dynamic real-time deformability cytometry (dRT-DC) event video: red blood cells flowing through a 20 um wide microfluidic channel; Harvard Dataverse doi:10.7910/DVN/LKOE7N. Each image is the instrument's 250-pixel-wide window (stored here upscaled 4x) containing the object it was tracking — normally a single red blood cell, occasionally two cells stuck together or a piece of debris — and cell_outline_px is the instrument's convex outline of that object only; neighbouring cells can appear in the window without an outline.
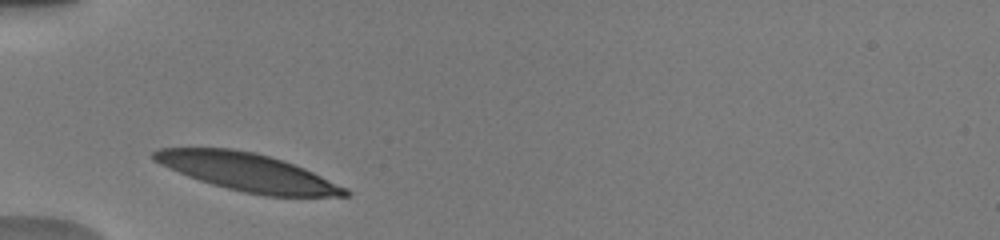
{"species": "human", "species_latin": "Homo sapiens", "temperature_condition": "warm", "stored_images_in_passage": 17, "camera_frame_rate_fps": 3000, "um_per_image_px": 0.085, "donor": {"sex": "male"}, "frame": {"image": 1, "passage_image": 1, "time_ms": 0.0, "image_size_px": [1000, 240], "cell_outline_px": [[352, 196], [268, 196], [244, 192], [212, 184], [188, 176], [160, 164], [152, 160], [152, 152], [160, 148], [232, 148], [256, 152], [284, 160], [304, 168], [348, 188], [352, 192]], "centroid_in_image_um": [21.08, 14.63], "position_along_channel_um": 63.9, "area_um2": 42.02}}
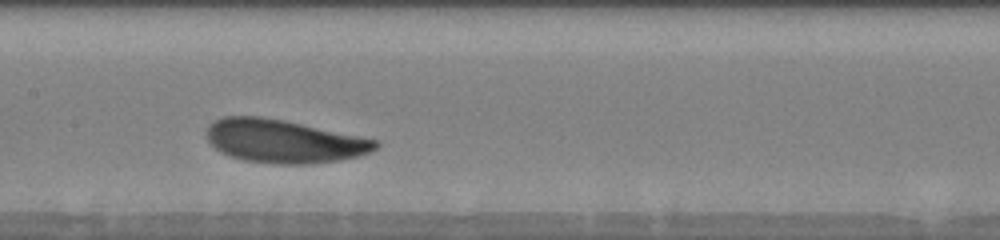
{"frame": {"image": 2, "passage_image": 7, "time_ms": 3.333, "image_size_px": [1000, 240], "cell_outline_px": [[380, 144], [376, 148], [360, 156], [340, 160], [308, 164], [272, 164], [244, 160], [220, 152], [208, 140], [204, 132], [208, 124], [224, 116], [260, 116], [284, 120], [380, 140]], "centroid_in_image_um": [24.12, 12.0], "position_along_channel_um": 183.3, "area_um2": 42.77}}
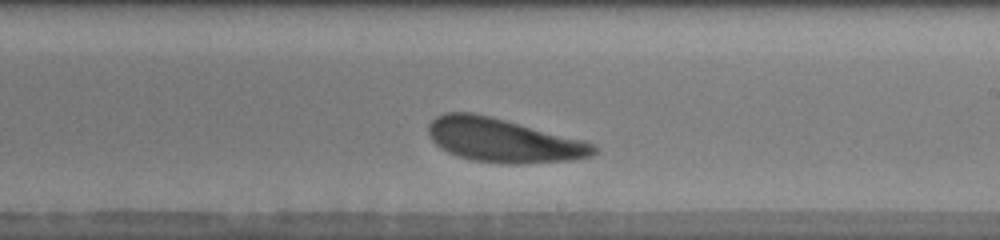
{"frame": {"image": 3, "passage_image": 10, "time_ms": 5.0, "image_size_px": [1000, 240], "cell_outline_px": [[600, 148], [592, 156], [572, 160], [520, 164], [508, 164], [472, 160], [456, 156], [440, 148], [432, 140], [428, 132], [428, 124], [436, 116], [444, 112], [472, 112], [584, 140]], "centroid_in_image_um": [42.77, 11.94], "position_along_channel_um": 246.2, "area_um2": 42.14}, "authors_computed_cell_mechanics": {"area_um2": 42.0784, "velocity_mm_per_s": 3.7837, "shape_relaxation_time_tau1_ms": 1.7285, "shape_relaxation_time_tau2_ms": 5.1292, "deformation_change_tau1": 0.0964, "deformation_change_tau2": 0.1576}}